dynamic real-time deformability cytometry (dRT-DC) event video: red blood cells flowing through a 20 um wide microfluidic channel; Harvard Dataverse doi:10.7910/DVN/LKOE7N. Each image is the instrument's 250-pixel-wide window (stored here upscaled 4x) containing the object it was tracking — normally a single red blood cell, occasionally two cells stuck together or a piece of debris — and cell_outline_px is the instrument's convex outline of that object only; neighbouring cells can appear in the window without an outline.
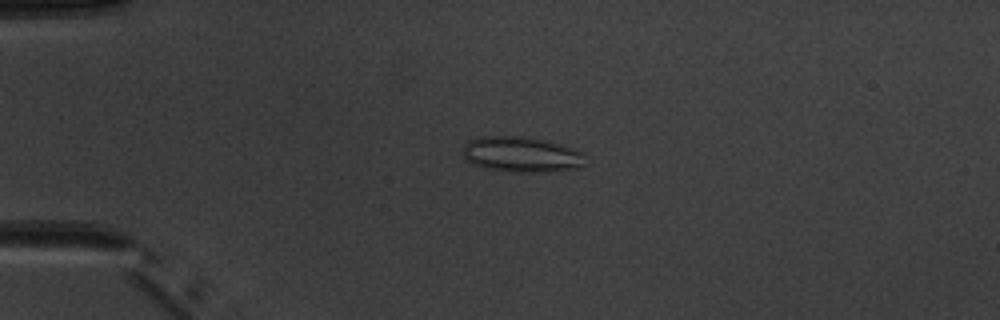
{"species": "common noctule bat (a hibernating species)", "species_latin": "Nyctalus noctula", "temperature_condition": "warm", "stored_images_in_passage": 3, "camera_frame_rate_fps": 3000, "um_per_image_px": 0.085, "animal": {"sex": "male", "body_mass_g": 20.1, "forearm_length_mm": 53.5}, "frame": {"image": 1, "passage_image": 2, "time_ms": 1.333, "image_size_px": [1000, 320], "cell_outline_px": [[584, 152], [580, 168], [544, 172], [512, 172], [488, 168], [472, 164], [464, 156], [464, 144], [468, 140], [484, 136], [520, 136], [544, 140], [564, 144], [576, 148]], "centroid_in_image_um": [44.34, 13.12], "position_along_channel_um": 40.7, "area_um2": 25.32}}